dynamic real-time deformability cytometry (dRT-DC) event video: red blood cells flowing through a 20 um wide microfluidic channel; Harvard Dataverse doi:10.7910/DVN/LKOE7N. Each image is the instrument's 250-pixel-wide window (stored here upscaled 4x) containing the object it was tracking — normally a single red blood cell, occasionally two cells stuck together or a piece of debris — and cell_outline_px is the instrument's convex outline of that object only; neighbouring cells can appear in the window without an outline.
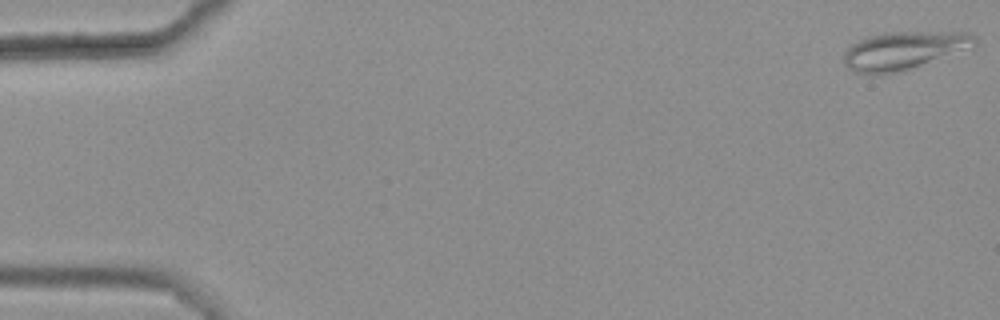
{"species": "common noctule bat (a hibernating species)", "species_latin": "Nyctalus noctula", "temperature_condition": "warm", "stored_images_in_passage": 51, "camera_frame_rate_fps": 3000, "um_per_image_px": 0.085, "animal": {"sex": "female", "body_mass_g": 25.1}, "frame": {"image": 1, "passage_image": 1, "time_ms": 0.0, "image_size_px": [1000, 320], "cell_outline_px": [[976, 44], [920, 64], [908, 68], [880, 76], [868, 76], [852, 72], [844, 64], [844, 52], [852, 44], [868, 36], [884, 32], [972, 32], [976, 36]], "centroid_in_image_um": [76.7, 4.29], "position_along_channel_um": 8.3, "area_um2": 28.55}}
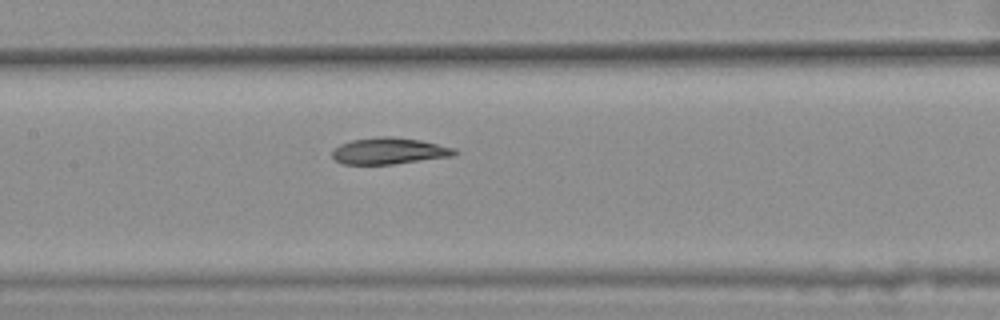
{"frame": {"image": 2, "passage_image": 27, "time_ms": 8.667, "image_size_px": [1000, 320], "cell_outline_px": [[460, 152], [456, 156], [392, 164], [344, 164], [336, 160], [332, 156], [332, 148], [340, 144], [352, 140], [376, 136], [392, 136], [420, 140], [456, 148]], "centroid_in_image_um": [33.11, 12.82], "position_along_channel_um": 174.3, "area_um2": 19.13}}
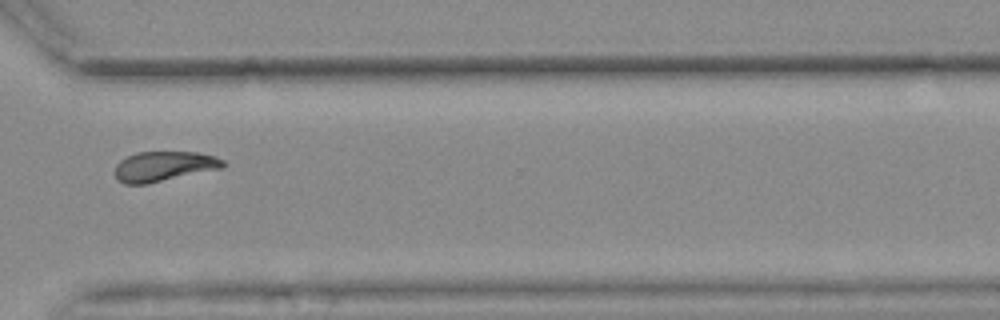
{"frame": {"image": 3, "passage_image": 42, "time_ms": 13.667, "image_size_px": [1000, 320], "cell_outline_px": [[228, 164], [224, 168], [148, 184], [124, 184], [116, 180], [116, 164], [120, 160], [136, 152], [196, 152], [212, 156], [224, 160]], "centroid_in_image_um": [13.95, 14.15], "position_along_channel_um": 356.6, "area_um2": 19.07}, "authors_computed_cell_mechanics": {"area_um2": 19.5942, "velocity_mm_per_s": 3.644, "shape_relaxation_time_tau1_ms": 8.8951, "shape_relaxation_time_tau2_ms": 2.926, "deformation_change_tau1": 0.2012, "deformation_change_tau2": 0.0895}}